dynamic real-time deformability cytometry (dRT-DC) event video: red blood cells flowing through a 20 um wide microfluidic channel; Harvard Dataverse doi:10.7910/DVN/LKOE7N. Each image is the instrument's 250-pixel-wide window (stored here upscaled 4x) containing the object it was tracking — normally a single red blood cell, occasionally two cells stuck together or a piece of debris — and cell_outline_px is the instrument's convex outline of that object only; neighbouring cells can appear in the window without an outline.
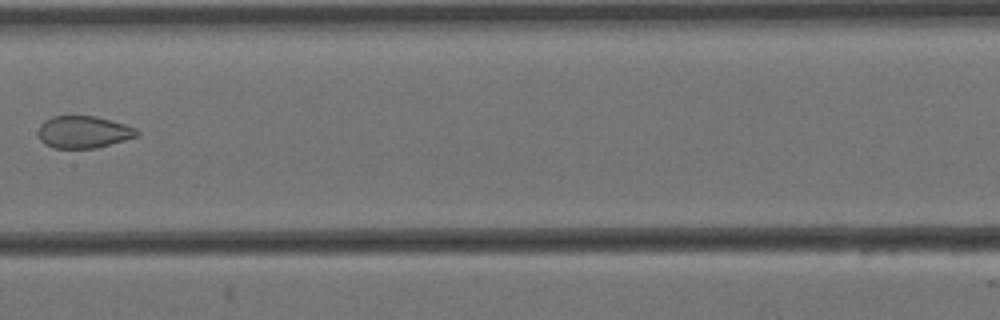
{"species": "Egyptian fruit bat (a non-hibernating species)", "species_latin": "Rousettus aegyptiacus", "temperature_condition": "cold", "stored_images_in_passage": 13, "camera_frame_rate_fps": 3000, "um_per_image_px": 0.085, "animal": {"sex": "female"}, "frame": {"image": 1, "passage_image": 6, "time_ms": 1.667, "image_size_px": [1000, 320], "cell_outline_px": [[140, 132], [136, 136], [124, 140], [96, 148], [52, 148], [44, 144], [40, 140], [40, 124], [44, 120], [52, 116], [96, 116], [124, 124], [136, 128]], "centroid_in_image_um": [7.09, 11.22], "position_along_channel_um": 200.3, "area_um2": 18.38}}
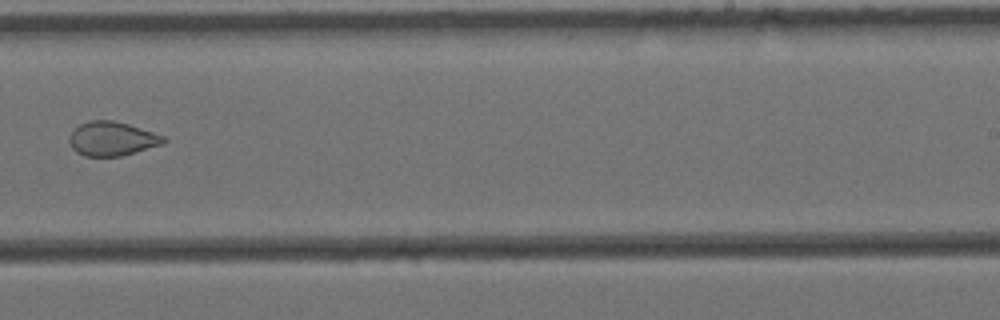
{"frame": {"image": 2, "passage_image": 8, "time_ms": 2.333, "image_size_px": [1000, 320], "cell_outline_px": [[168, 140], [164, 144], [136, 152], [120, 156], [84, 156], [76, 152], [72, 148], [68, 140], [68, 136], [80, 124], [88, 120], [112, 120], [128, 124], [164, 136]], "centroid_in_image_um": [9.51, 11.8], "position_along_channel_um": 279.5, "area_um2": 18.79}}
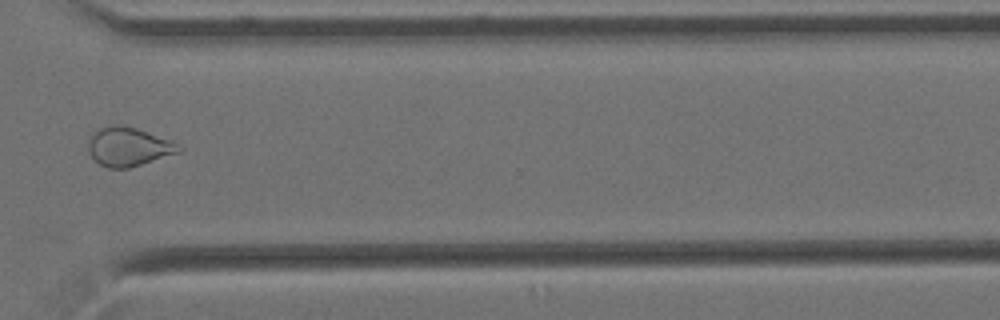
{"frame": {"image": 3, "passage_image": 10, "time_ms": 3.0, "image_size_px": [1000, 320], "cell_outline_px": [[184, 148], [180, 152], [128, 168], [108, 168], [100, 164], [88, 152], [88, 140], [100, 128], [116, 124], [120, 124], [136, 128], [172, 140]], "centroid_in_image_um": [10.95, 12.47], "position_along_channel_um": 359.7, "area_um2": 20.35}}